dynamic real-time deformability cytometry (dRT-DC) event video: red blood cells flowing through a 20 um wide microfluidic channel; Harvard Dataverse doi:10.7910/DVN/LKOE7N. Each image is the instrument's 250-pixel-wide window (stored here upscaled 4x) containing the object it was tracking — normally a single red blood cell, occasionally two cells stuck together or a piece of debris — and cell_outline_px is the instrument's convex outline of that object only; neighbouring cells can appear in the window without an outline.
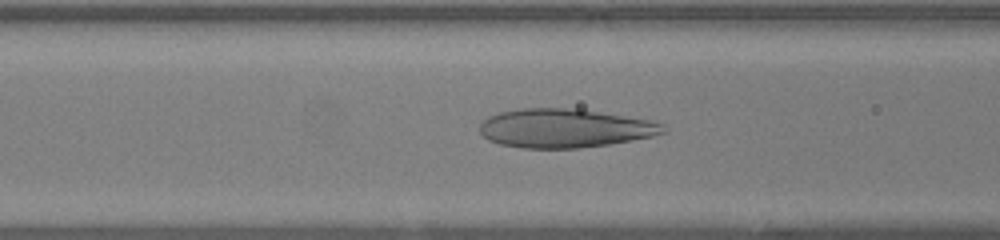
{"species": "human", "species_latin": "Homo sapiens", "temperature_condition": "warm", "stored_images_in_passage": 46, "camera_frame_rate_fps": 3000, "um_per_image_px": 0.085, "donor": {"sex": "female"}, "frame": {"image": 1, "passage_image": 17, "time_ms": 5.333, "image_size_px": [1000, 240], "cell_outline_px": [[668, 132], [652, 136], [612, 144], [580, 148], [524, 148], [500, 144], [488, 140], [480, 132], [480, 124], [488, 116], [500, 112], [524, 108], [576, 108], [652, 120], [664, 124], [668, 128]], "centroid_in_image_um": [48.05, 10.9], "position_along_channel_um": 118.5, "area_um2": 41.79}}
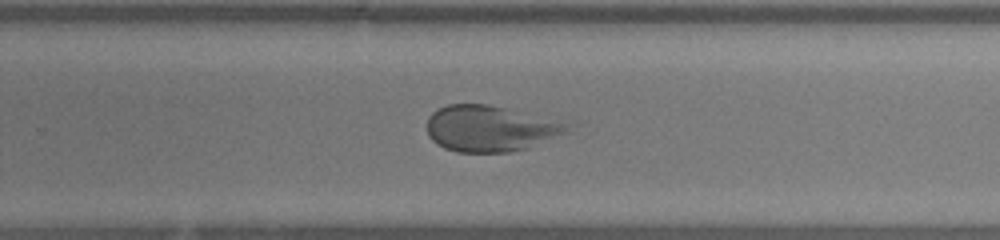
{"frame": {"image": 2, "passage_image": 29, "time_ms": 9.333, "image_size_px": [1000, 240], "cell_outline_px": [[584, 128], [528, 148], [508, 152], [456, 152], [444, 148], [436, 144], [428, 136], [428, 116], [436, 108], [448, 104], [488, 104], [508, 108], [580, 124]], "centroid_in_image_um": [41.86, 10.91], "position_along_channel_um": 287.9, "area_um2": 39.13}}
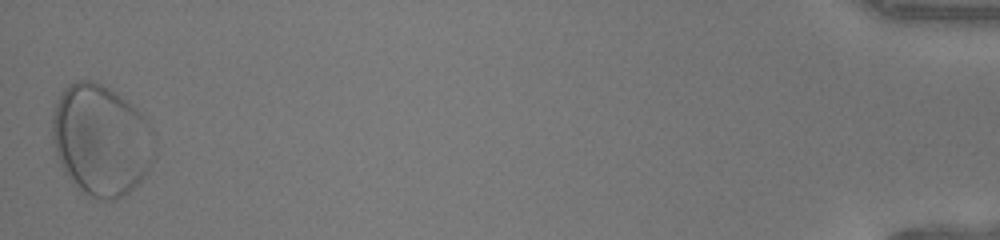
{"frame": {"image": 3, "passage_image": 46, "time_ms": 15.0, "image_size_px": [1000, 240], "cell_outline_px": [[156, 160], [144, 176], [128, 192], [116, 200], [100, 200], [84, 192], [72, 184], [64, 172], [56, 156], [52, 140], [52, 116], [60, 92], [68, 84], [76, 80], [92, 80], [116, 92], [132, 104], [140, 112], [152, 128], [156, 140]], "centroid_in_image_um": [8.61, 11.91], "position_along_channel_um": 426.6, "area_um2": 67.11}}